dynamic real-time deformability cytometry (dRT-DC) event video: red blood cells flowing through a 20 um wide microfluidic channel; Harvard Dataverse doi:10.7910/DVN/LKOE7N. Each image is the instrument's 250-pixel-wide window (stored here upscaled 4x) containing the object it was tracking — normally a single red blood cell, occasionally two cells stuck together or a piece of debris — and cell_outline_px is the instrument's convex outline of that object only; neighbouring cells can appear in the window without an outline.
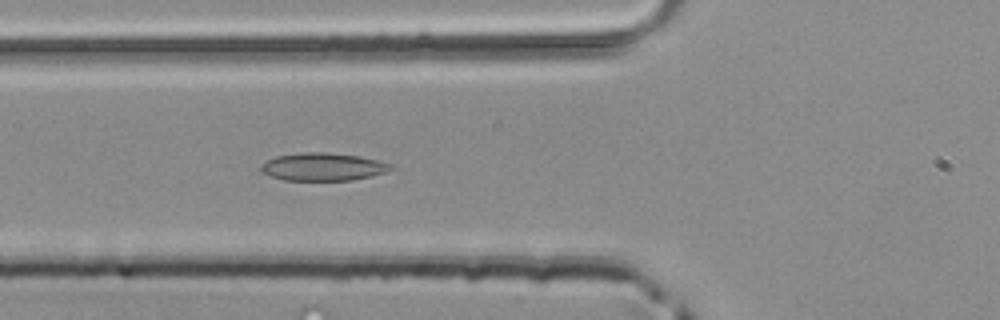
{"species": "common noctule bat (a hibernating species)", "species_latin": "Nyctalus noctula", "temperature_condition": "room temperature", "stored_images_in_passage": 33, "camera_frame_rate_fps": 3000, "um_per_image_px": 0.085, "animal": {"sex": "male", "body_mass_g": 20.4}, "frame": {"image": 1, "passage_image": 6, "time_ms": 1.667, "image_size_px": [1000, 320], "cell_outline_px": [[396, 168], [388, 172], [372, 176], [352, 180], [284, 180], [260, 172], [260, 164], [276, 156], [300, 152], [324, 152], [356, 156], [376, 160], [392, 164]], "centroid_in_image_um": [27.46, 14.18], "position_along_channel_um": 98.3, "area_um2": 21.1}}
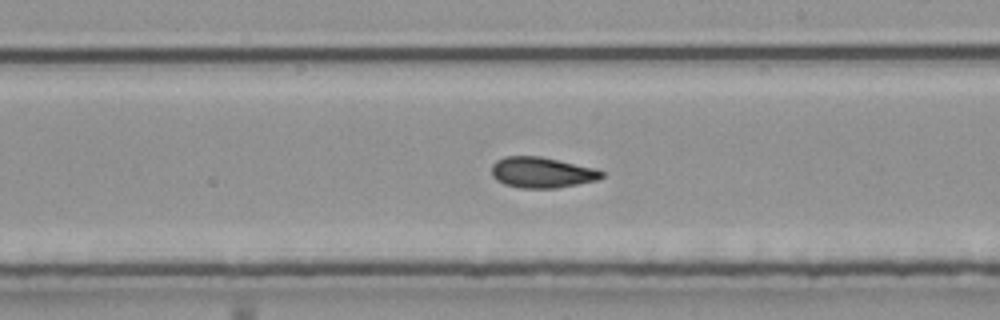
{"frame": {"image": 2, "passage_image": 16, "time_ms": 5.0, "image_size_px": [1000, 320], "cell_outline_px": [[604, 176], [600, 180], [556, 188], [520, 188], [504, 184], [496, 180], [492, 176], [492, 164], [496, 160], [504, 156], [540, 156], [596, 168], [604, 172]], "centroid_in_image_um": [46.07, 14.66], "position_along_channel_um": 242.9, "area_um2": 19.94}}
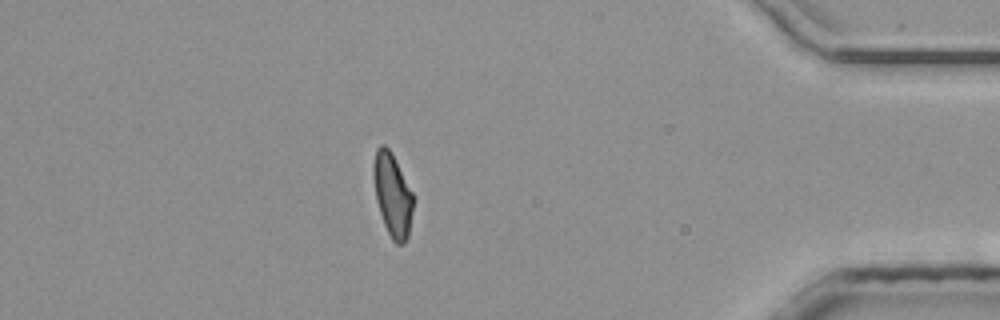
{"frame": {"image": 3, "passage_image": 30, "time_ms": 9.667, "image_size_px": [1000, 320], "cell_outline_px": [[412, 208], [408, 236], [404, 244], [396, 244], [392, 240], [384, 224], [376, 200], [372, 172], [372, 164], [376, 148], [380, 144], [384, 144], [392, 152], [412, 192]], "centroid_in_image_um": [33.33, 16.52], "position_along_channel_um": 401.9, "area_um2": 19.19}}